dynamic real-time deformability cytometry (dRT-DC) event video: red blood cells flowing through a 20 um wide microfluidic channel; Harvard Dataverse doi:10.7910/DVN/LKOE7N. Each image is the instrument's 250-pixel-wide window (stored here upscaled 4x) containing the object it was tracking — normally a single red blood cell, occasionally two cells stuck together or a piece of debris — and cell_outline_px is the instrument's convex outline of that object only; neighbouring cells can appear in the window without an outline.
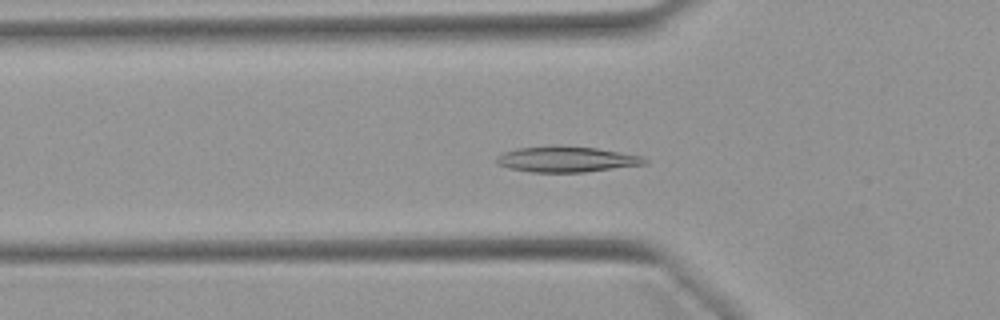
{"species": "Egyptian fruit bat (a non-hibernating species)", "species_latin": "Rousettus aegyptiacus", "temperature_condition": "warm", "stored_images_in_passage": 52, "camera_frame_rate_fps": 3000, "um_per_image_px": 0.085, "animal": {"sex": "female"}, "frame": {"image": 1, "passage_image": 17, "time_ms": 5.333, "image_size_px": [1000, 320], "cell_outline_px": [[648, 164], [584, 172], [532, 172], [508, 168], [496, 164], [496, 156], [504, 152], [516, 148], [560, 144], [596, 148], [640, 156], [648, 160]], "centroid_in_image_um": [48.11, 13.52], "position_along_channel_um": 77.7, "area_um2": 22.43}}
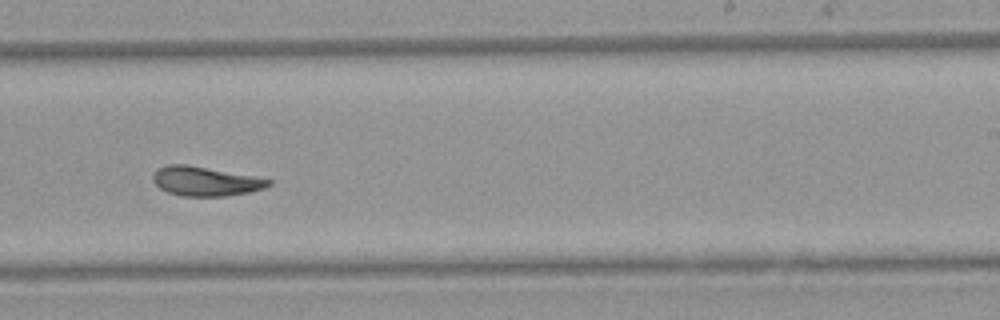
{"frame": {"image": 2, "passage_image": 32, "time_ms": 10.333, "image_size_px": [1000, 320], "cell_outline_px": [[272, 184], [264, 188], [248, 192], [224, 196], [180, 196], [168, 192], [160, 188], [152, 180], [152, 176], [156, 168], [168, 164], [184, 164], [252, 176], [272, 180]], "centroid_in_image_um": [17.41, 15.41], "position_along_channel_um": 271.6, "area_um2": 19.54}}
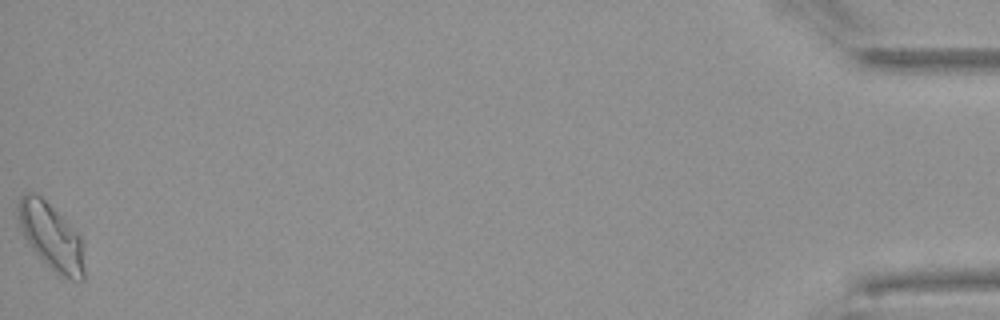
{"frame": {"image": 3, "passage_image": 52, "time_ms": 17.0, "image_size_px": [1000, 320], "cell_outline_px": [[84, 280], [72, 280], [60, 276], [28, 244], [20, 232], [16, 212], [16, 204], [20, 196], [24, 192], [32, 192], [40, 196], [84, 240]], "centroid_in_image_um": [4.32, 20.1], "position_along_channel_um": 430.9, "area_um2": 25.66}, "authors_computed_cell_mechanics": {"area_um2": 21.0103, "velocity_mm_per_s": 3.877, "shape_relaxation_time_tau1_ms": 6.2891, "shape_relaxation_time_tau2_ms": 5.4842, "deformation_change_tau1": 0.1694, "deformation_change_tau2": 0.1148}}